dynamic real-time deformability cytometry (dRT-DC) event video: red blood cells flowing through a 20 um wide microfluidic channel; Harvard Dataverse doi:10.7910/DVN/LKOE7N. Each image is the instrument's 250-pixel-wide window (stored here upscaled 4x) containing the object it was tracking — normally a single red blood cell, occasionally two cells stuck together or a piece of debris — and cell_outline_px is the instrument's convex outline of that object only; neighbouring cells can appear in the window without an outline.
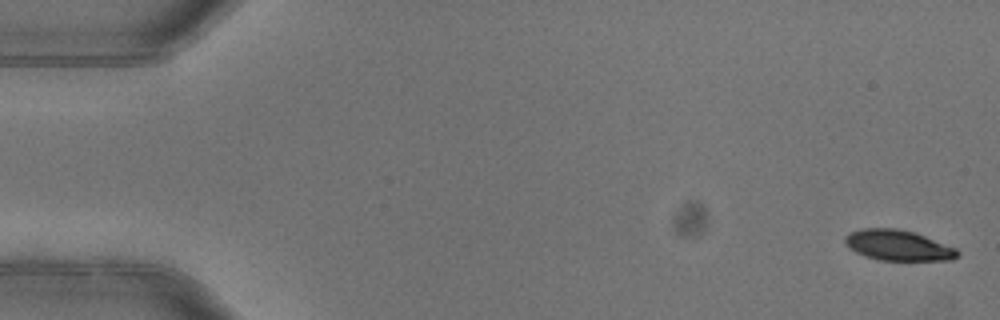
{"species": "common noctule bat (a hibernating species)", "species_latin": "Nyctalus noctula", "temperature_condition": "warm", "stored_images_in_passage": 5, "camera_frame_rate_fps": 3000, "um_per_image_px": 0.085, "animal": {"sex": "female"}, "frame": {"image": 1, "passage_image": 1, "time_ms": 0.0, "image_size_px": [1000, 320], "cell_outline_px": [[960, 256], [952, 260], [880, 260], [864, 256], [848, 248], [844, 244], [844, 236], [860, 228], [896, 228], [912, 232], [924, 236], [956, 248], [960, 252]], "centroid_in_image_um": [76.31, 20.86], "position_along_channel_um": 8.7, "area_um2": 20.06}}
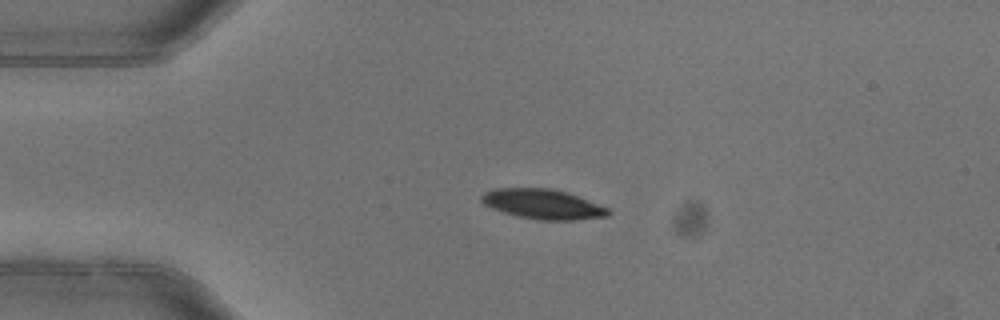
{"frame": {"image": 2, "passage_image": 4, "time_ms": 1.0, "image_size_px": [1000, 320], "cell_outline_px": [[612, 212], [608, 216], [572, 220], [540, 220], [520, 216], [504, 212], [492, 208], [484, 204], [480, 200], [480, 196], [484, 192], [496, 188], [552, 188], [568, 192], [608, 208]], "centroid_in_image_um": [46.14, 17.34], "position_along_channel_um": 38.9, "area_um2": 21.96}}